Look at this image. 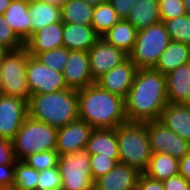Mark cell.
Masks as SVG:
<instances>
[{
  "label": "cell",
  "instance_id": "obj_32",
  "mask_svg": "<svg viewBox=\"0 0 190 190\" xmlns=\"http://www.w3.org/2000/svg\"><path fill=\"white\" fill-rule=\"evenodd\" d=\"M69 52L65 47H58L50 51L38 53L35 57L52 70L63 72L69 58Z\"/></svg>",
  "mask_w": 190,
  "mask_h": 190
},
{
  "label": "cell",
  "instance_id": "obj_30",
  "mask_svg": "<svg viewBox=\"0 0 190 190\" xmlns=\"http://www.w3.org/2000/svg\"><path fill=\"white\" fill-rule=\"evenodd\" d=\"M39 171L22 160L15 164L14 185L12 190H37Z\"/></svg>",
  "mask_w": 190,
  "mask_h": 190
},
{
  "label": "cell",
  "instance_id": "obj_10",
  "mask_svg": "<svg viewBox=\"0 0 190 190\" xmlns=\"http://www.w3.org/2000/svg\"><path fill=\"white\" fill-rule=\"evenodd\" d=\"M152 153L169 154L177 159L190 151V143L169 130L160 120L147 122Z\"/></svg>",
  "mask_w": 190,
  "mask_h": 190
},
{
  "label": "cell",
  "instance_id": "obj_27",
  "mask_svg": "<svg viewBox=\"0 0 190 190\" xmlns=\"http://www.w3.org/2000/svg\"><path fill=\"white\" fill-rule=\"evenodd\" d=\"M149 178L163 181L179 175V159L163 153H152L144 173Z\"/></svg>",
  "mask_w": 190,
  "mask_h": 190
},
{
  "label": "cell",
  "instance_id": "obj_29",
  "mask_svg": "<svg viewBox=\"0 0 190 190\" xmlns=\"http://www.w3.org/2000/svg\"><path fill=\"white\" fill-rule=\"evenodd\" d=\"M120 19L108 1L94 7L91 26L102 37Z\"/></svg>",
  "mask_w": 190,
  "mask_h": 190
},
{
  "label": "cell",
  "instance_id": "obj_2",
  "mask_svg": "<svg viewBox=\"0 0 190 190\" xmlns=\"http://www.w3.org/2000/svg\"><path fill=\"white\" fill-rule=\"evenodd\" d=\"M79 119L93 129L117 128L128 122L125 99L93 83L78 90Z\"/></svg>",
  "mask_w": 190,
  "mask_h": 190
},
{
  "label": "cell",
  "instance_id": "obj_34",
  "mask_svg": "<svg viewBox=\"0 0 190 190\" xmlns=\"http://www.w3.org/2000/svg\"><path fill=\"white\" fill-rule=\"evenodd\" d=\"M0 45L7 50H17L25 43L15 34L3 15H0Z\"/></svg>",
  "mask_w": 190,
  "mask_h": 190
},
{
  "label": "cell",
  "instance_id": "obj_31",
  "mask_svg": "<svg viewBox=\"0 0 190 190\" xmlns=\"http://www.w3.org/2000/svg\"><path fill=\"white\" fill-rule=\"evenodd\" d=\"M166 31L172 41L181 42L190 46V15L163 21Z\"/></svg>",
  "mask_w": 190,
  "mask_h": 190
},
{
  "label": "cell",
  "instance_id": "obj_45",
  "mask_svg": "<svg viewBox=\"0 0 190 190\" xmlns=\"http://www.w3.org/2000/svg\"><path fill=\"white\" fill-rule=\"evenodd\" d=\"M83 1H85L89 5H92L93 7H95L96 5L108 2V0H83Z\"/></svg>",
  "mask_w": 190,
  "mask_h": 190
},
{
  "label": "cell",
  "instance_id": "obj_41",
  "mask_svg": "<svg viewBox=\"0 0 190 190\" xmlns=\"http://www.w3.org/2000/svg\"><path fill=\"white\" fill-rule=\"evenodd\" d=\"M136 190H165L162 181L149 178L147 175L140 174Z\"/></svg>",
  "mask_w": 190,
  "mask_h": 190
},
{
  "label": "cell",
  "instance_id": "obj_26",
  "mask_svg": "<svg viewBox=\"0 0 190 190\" xmlns=\"http://www.w3.org/2000/svg\"><path fill=\"white\" fill-rule=\"evenodd\" d=\"M29 13L32 21V34L46 25L62 22L61 6L31 0L29 1Z\"/></svg>",
  "mask_w": 190,
  "mask_h": 190
},
{
  "label": "cell",
  "instance_id": "obj_38",
  "mask_svg": "<svg viewBox=\"0 0 190 190\" xmlns=\"http://www.w3.org/2000/svg\"><path fill=\"white\" fill-rule=\"evenodd\" d=\"M15 164H0V190H12L14 185Z\"/></svg>",
  "mask_w": 190,
  "mask_h": 190
},
{
  "label": "cell",
  "instance_id": "obj_24",
  "mask_svg": "<svg viewBox=\"0 0 190 190\" xmlns=\"http://www.w3.org/2000/svg\"><path fill=\"white\" fill-rule=\"evenodd\" d=\"M125 20L129 21L137 31L160 22L158 0H138Z\"/></svg>",
  "mask_w": 190,
  "mask_h": 190
},
{
  "label": "cell",
  "instance_id": "obj_37",
  "mask_svg": "<svg viewBox=\"0 0 190 190\" xmlns=\"http://www.w3.org/2000/svg\"><path fill=\"white\" fill-rule=\"evenodd\" d=\"M118 162L110 156H100V154L91 155L90 167L92 171V177L95 181L101 176H104L110 172Z\"/></svg>",
  "mask_w": 190,
  "mask_h": 190
},
{
  "label": "cell",
  "instance_id": "obj_3",
  "mask_svg": "<svg viewBox=\"0 0 190 190\" xmlns=\"http://www.w3.org/2000/svg\"><path fill=\"white\" fill-rule=\"evenodd\" d=\"M28 115L57 129L61 128L79 119L78 91L65 89L32 95L28 102Z\"/></svg>",
  "mask_w": 190,
  "mask_h": 190
},
{
  "label": "cell",
  "instance_id": "obj_35",
  "mask_svg": "<svg viewBox=\"0 0 190 190\" xmlns=\"http://www.w3.org/2000/svg\"><path fill=\"white\" fill-rule=\"evenodd\" d=\"M37 190H62V181L58 166L39 172Z\"/></svg>",
  "mask_w": 190,
  "mask_h": 190
},
{
  "label": "cell",
  "instance_id": "obj_23",
  "mask_svg": "<svg viewBox=\"0 0 190 190\" xmlns=\"http://www.w3.org/2000/svg\"><path fill=\"white\" fill-rule=\"evenodd\" d=\"M187 63H190V46L171 40L153 69L166 75Z\"/></svg>",
  "mask_w": 190,
  "mask_h": 190
},
{
  "label": "cell",
  "instance_id": "obj_13",
  "mask_svg": "<svg viewBox=\"0 0 190 190\" xmlns=\"http://www.w3.org/2000/svg\"><path fill=\"white\" fill-rule=\"evenodd\" d=\"M93 128L84 120L77 119L57 130L56 151L59 156L86 149Z\"/></svg>",
  "mask_w": 190,
  "mask_h": 190
},
{
  "label": "cell",
  "instance_id": "obj_28",
  "mask_svg": "<svg viewBox=\"0 0 190 190\" xmlns=\"http://www.w3.org/2000/svg\"><path fill=\"white\" fill-rule=\"evenodd\" d=\"M94 7L83 0H66L61 5L63 23L91 25Z\"/></svg>",
  "mask_w": 190,
  "mask_h": 190
},
{
  "label": "cell",
  "instance_id": "obj_16",
  "mask_svg": "<svg viewBox=\"0 0 190 190\" xmlns=\"http://www.w3.org/2000/svg\"><path fill=\"white\" fill-rule=\"evenodd\" d=\"M139 175L134 168L117 163L110 172L94 181V190H136Z\"/></svg>",
  "mask_w": 190,
  "mask_h": 190
},
{
  "label": "cell",
  "instance_id": "obj_8",
  "mask_svg": "<svg viewBox=\"0 0 190 190\" xmlns=\"http://www.w3.org/2000/svg\"><path fill=\"white\" fill-rule=\"evenodd\" d=\"M90 157L86 149L59 156L62 190H94Z\"/></svg>",
  "mask_w": 190,
  "mask_h": 190
},
{
  "label": "cell",
  "instance_id": "obj_44",
  "mask_svg": "<svg viewBox=\"0 0 190 190\" xmlns=\"http://www.w3.org/2000/svg\"><path fill=\"white\" fill-rule=\"evenodd\" d=\"M12 0H0V15H3L10 6Z\"/></svg>",
  "mask_w": 190,
  "mask_h": 190
},
{
  "label": "cell",
  "instance_id": "obj_5",
  "mask_svg": "<svg viewBox=\"0 0 190 190\" xmlns=\"http://www.w3.org/2000/svg\"><path fill=\"white\" fill-rule=\"evenodd\" d=\"M57 128L27 116L13 142L16 160L45 150H56Z\"/></svg>",
  "mask_w": 190,
  "mask_h": 190
},
{
  "label": "cell",
  "instance_id": "obj_21",
  "mask_svg": "<svg viewBox=\"0 0 190 190\" xmlns=\"http://www.w3.org/2000/svg\"><path fill=\"white\" fill-rule=\"evenodd\" d=\"M159 120L169 130L190 143V104L168 103Z\"/></svg>",
  "mask_w": 190,
  "mask_h": 190
},
{
  "label": "cell",
  "instance_id": "obj_6",
  "mask_svg": "<svg viewBox=\"0 0 190 190\" xmlns=\"http://www.w3.org/2000/svg\"><path fill=\"white\" fill-rule=\"evenodd\" d=\"M171 41L162 21L137 32L129 59L137 69L154 68L162 52Z\"/></svg>",
  "mask_w": 190,
  "mask_h": 190
},
{
  "label": "cell",
  "instance_id": "obj_20",
  "mask_svg": "<svg viewBox=\"0 0 190 190\" xmlns=\"http://www.w3.org/2000/svg\"><path fill=\"white\" fill-rule=\"evenodd\" d=\"M3 16L15 34L25 43L32 36L29 1L12 0Z\"/></svg>",
  "mask_w": 190,
  "mask_h": 190
},
{
  "label": "cell",
  "instance_id": "obj_46",
  "mask_svg": "<svg viewBox=\"0 0 190 190\" xmlns=\"http://www.w3.org/2000/svg\"><path fill=\"white\" fill-rule=\"evenodd\" d=\"M45 3H50L53 5L61 6L66 0H39Z\"/></svg>",
  "mask_w": 190,
  "mask_h": 190
},
{
  "label": "cell",
  "instance_id": "obj_48",
  "mask_svg": "<svg viewBox=\"0 0 190 190\" xmlns=\"http://www.w3.org/2000/svg\"><path fill=\"white\" fill-rule=\"evenodd\" d=\"M7 52H8V50L5 47L0 45V64H1V61L3 60V58H4V55Z\"/></svg>",
  "mask_w": 190,
  "mask_h": 190
},
{
  "label": "cell",
  "instance_id": "obj_12",
  "mask_svg": "<svg viewBox=\"0 0 190 190\" xmlns=\"http://www.w3.org/2000/svg\"><path fill=\"white\" fill-rule=\"evenodd\" d=\"M28 116V102L0 95V138L13 140Z\"/></svg>",
  "mask_w": 190,
  "mask_h": 190
},
{
  "label": "cell",
  "instance_id": "obj_47",
  "mask_svg": "<svg viewBox=\"0 0 190 190\" xmlns=\"http://www.w3.org/2000/svg\"><path fill=\"white\" fill-rule=\"evenodd\" d=\"M183 4L186 13L190 15V0H183Z\"/></svg>",
  "mask_w": 190,
  "mask_h": 190
},
{
  "label": "cell",
  "instance_id": "obj_22",
  "mask_svg": "<svg viewBox=\"0 0 190 190\" xmlns=\"http://www.w3.org/2000/svg\"><path fill=\"white\" fill-rule=\"evenodd\" d=\"M86 150L90 155L110 156L119 163L116 128L93 129L90 133Z\"/></svg>",
  "mask_w": 190,
  "mask_h": 190
},
{
  "label": "cell",
  "instance_id": "obj_19",
  "mask_svg": "<svg viewBox=\"0 0 190 190\" xmlns=\"http://www.w3.org/2000/svg\"><path fill=\"white\" fill-rule=\"evenodd\" d=\"M99 38L91 25L63 23V47L70 51H88Z\"/></svg>",
  "mask_w": 190,
  "mask_h": 190
},
{
  "label": "cell",
  "instance_id": "obj_42",
  "mask_svg": "<svg viewBox=\"0 0 190 190\" xmlns=\"http://www.w3.org/2000/svg\"><path fill=\"white\" fill-rule=\"evenodd\" d=\"M121 19H125L138 0H108Z\"/></svg>",
  "mask_w": 190,
  "mask_h": 190
},
{
  "label": "cell",
  "instance_id": "obj_49",
  "mask_svg": "<svg viewBox=\"0 0 190 190\" xmlns=\"http://www.w3.org/2000/svg\"><path fill=\"white\" fill-rule=\"evenodd\" d=\"M2 89H3V82H2V77L0 74V95L2 94Z\"/></svg>",
  "mask_w": 190,
  "mask_h": 190
},
{
  "label": "cell",
  "instance_id": "obj_7",
  "mask_svg": "<svg viewBox=\"0 0 190 190\" xmlns=\"http://www.w3.org/2000/svg\"><path fill=\"white\" fill-rule=\"evenodd\" d=\"M28 56L25 46L17 50H8L4 55L0 64L2 95L21 98L29 102L31 93L26 79Z\"/></svg>",
  "mask_w": 190,
  "mask_h": 190
},
{
  "label": "cell",
  "instance_id": "obj_36",
  "mask_svg": "<svg viewBox=\"0 0 190 190\" xmlns=\"http://www.w3.org/2000/svg\"><path fill=\"white\" fill-rule=\"evenodd\" d=\"M158 5L162 22L186 14L183 0H158Z\"/></svg>",
  "mask_w": 190,
  "mask_h": 190
},
{
  "label": "cell",
  "instance_id": "obj_18",
  "mask_svg": "<svg viewBox=\"0 0 190 190\" xmlns=\"http://www.w3.org/2000/svg\"><path fill=\"white\" fill-rule=\"evenodd\" d=\"M165 76L168 103L190 104V63L177 67Z\"/></svg>",
  "mask_w": 190,
  "mask_h": 190
},
{
  "label": "cell",
  "instance_id": "obj_39",
  "mask_svg": "<svg viewBox=\"0 0 190 190\" xmlns=\"http://www.w3.org/2000/svg\"><path fill=\"white\" fill-rule=\"evenodd\" d=\"M13 142L11 140L0 138V164H16Z\"/></svg>",
  "mask_w": 190,
  "mask_h": 190
},
{
  "label": "cell",
  "instance_id": "obj_33",
  "mask_svg": "<svg viewBox=\"0 0 190 190\" xmlns=\"http://www.w3.org/2000/svg\"><path fill=\"white\" fill-rule=\"evenodd\" d=\"M59 154L56 150H45L27 156L22 161L37 171L57 167Z\"/></svg>",
  "mask_w": 190,
  "mask_h": 190
},
{
  "label": "cell",
  "instance_id": "obj_9",
  "mask_svg": "<svg viewBox=\"0 0 190 190\" xmlns=\"http://www.w3.org/2000/svg\"><path fill=\"white\" fill-rule=\"evenodd\" d=\"M26 79L31 96L69 89L62 72L50 69L31 55L28 56Z\"/></svg>",
  "mask_w": 190,
  "mask_h": 190
},
{
  "label": "cell",
  "instance_id": "obj_1",
  "mask_svg": "<svg viewBox=\"0 0 190 190\" xmlns=\"http://www.w3.org/2000/svg\"><path fill=\"white\" fill-rule=\"evenodd\" d=\"M167 104L166 76L153 68L137 69L125 99L128 122L159 120Z\"/></svg>",
  "mask_w": 190,
  "mask_h": 190
},
{
  "label": "cell",
  "instance_id": "obj_40",
  "mask_svg": "<svg viewBox=\"0 0 190 190\" xmlns=\"http://www.w3.org/2000/svg\"><path fill=\"white\" fill-rule=\"evenodd\" d=\"M162 184L165 190H190V182L181 175L165 179Z\"/></svg>",
  "mask_w": 190,
  "mask_h": 190
},
{
  "label": "cell",
  "instance_id": "obj_14",
  "mask_svg": "<svg viewBox=\"0 0 190 190\" xmlns=\"http://www.w3.org/2000/svg\"><path fill=\"white\" fill-rule=\"evenodd\" d=\"M62 73L69 89L76 91L96 82L91 74L88 51H70Z\"/></svg>",
  "mask_w": 190,
  "mask_h": 190
},
{
  "label": "cell",
  "instance_id": "obj_43",
  "mask_svg": "<svg viewBox=\"0 0 190 190\" xmlns=\"http://www.w3.org/2000/svg\"><path fill=\"white\" fill-rule=\"evenodd\" d=\"M179 175L190 182V151L179 159Z\"/></svg>",
  "mask_w": 190,
  "mask_h": 190
},
{
  "label": "cell",
  "instance_id": "obj_11",
  "mask_svg": "<svg viewBox=\"0 0 190 190\" xmlns=\"http://www.w3.org/2000/svg\"><path fill=\"white\" fill-rule=\"evenodd\" d=\"M88 55L91 74L95 81L129 58L123 50L109 44L102 37L88 50Z\"/></svg>",
  "mask_w": 190,
  "mask_h": 190
},
{
  "label": "cell",
  "instance_id": "obj_4",
  "mask_svg": "<svg viewBox=\"0 0 190 190\" xmlns=\"http://www.w3.org/2000/svg\"><path fill=\"white\" fill-rule=\"evenodd\" d=\"M119 163L126 164L140 174L145 173L152 157L147 122H126L116 128Z\"/></svg>",
  "mask_w": 190,
  "mask_h": 190
},
{
  "label": "cell",
  "instance_id": "obj_17",
  "mask_svg": "<svg viewBox=\"0 0 190 190\" xmlns=\"http://www.w3.org/2000/svg\"><path fill=\"white\" fill-rule=\"evenodd\" d=\"M63 22L51 23L36 31L25 42L29 55L63 47Z\"/></svg>",
  "mask_w": 190,
  "mask_h": 190
},
{
  "label": "cell",
  "instance_id": "obj_15",
  "mask_svg": "<svg viewBox=\"0 0 190 190\" xmlns=\"http://www.w3.org/2000/svg\"><path fill=\"white\" fill-rule=\"evenodd\" d=\"M136 72L137 67L128 58L121 65L116 66L99 77L95 83L102 89L126 99Z\"/></svg>",
  "mask_w": 190,
  "mask_h": 190
},
{
  "label": "cell",
  "instance_id": "obj_25",
  "mask_svg": "<svg viewBox=\"0 0 190 190\" xmlns=\"http://www.w3.org/2000/svg\"><path fill=\"white\" fill-rule=\"evenodd\" d=\"M137 32L136 28L129 21L120 19L102 38L129 55L134 48Z\"/></svg>",
  "mask_w": 190,
  "mask_h": 190
}]
</instances>
